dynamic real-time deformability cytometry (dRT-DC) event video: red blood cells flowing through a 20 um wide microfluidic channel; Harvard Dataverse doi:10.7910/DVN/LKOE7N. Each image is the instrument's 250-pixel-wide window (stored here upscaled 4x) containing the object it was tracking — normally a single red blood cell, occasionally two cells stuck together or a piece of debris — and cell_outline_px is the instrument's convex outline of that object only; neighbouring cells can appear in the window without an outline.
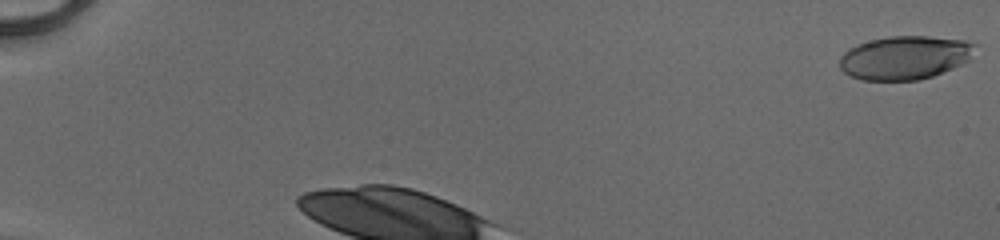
{"species": "human", "species_latin": "Homo sapiens", "temperature_condition": "cold", "stored_images_in_passage": 28, "camera_frame_rate_fps": 3000, "um_per_image_px": 0.085, "donor": {"sex": "male"}, "frame": {"image": 1, "passage_image": 1, "time_ms": 0.0, "image_size_px": [1000, 240], "cell_outline_px": [[980, 44], [968, 60], [952, 68], [932, 76], [920, 80], [860, 80], [844, 72], [840, 68], [840, 56], [848, 48], [856, 44], [888, 36], [928, 36], [964, 40]], "centroid_in_image_um": [76.92, 4.89], "position_along_channel_um": 8.1, "area_um2": 34.51}}